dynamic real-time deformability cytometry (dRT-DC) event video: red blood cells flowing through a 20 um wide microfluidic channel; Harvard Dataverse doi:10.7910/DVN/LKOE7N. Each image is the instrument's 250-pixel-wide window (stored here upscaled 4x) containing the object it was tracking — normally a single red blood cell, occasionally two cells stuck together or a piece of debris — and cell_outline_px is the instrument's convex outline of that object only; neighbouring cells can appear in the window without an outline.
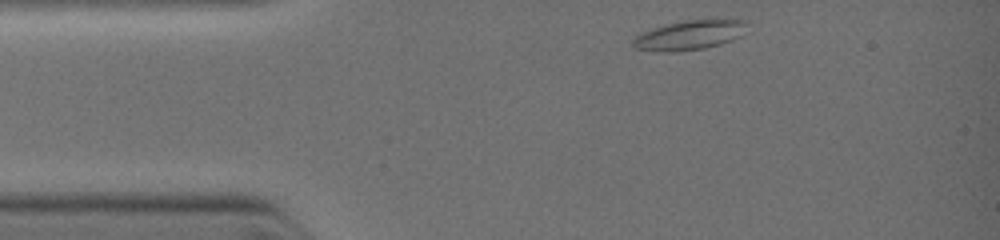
{"species": "common noctule bat (a hibernating species)", "species_latin": "Nyctalus noctula", "temperature_condition": "warm", "stored_images_in_passage": 11, "camera_frame_rate_fps": 3000, "um_per_image_px": 0.085, "animal": {"sex": "female", "body_mass_g": 19.0, "forearm_length_mm": 51.5}, "frame": {"image": 1, "passage_image": 1, "time_ms": 0.0, "image_size_px": [1000, 240], "cell_outline_px": [[740, 24], [728, 40], [720, 44], [704, 48], [668, 52], [640, 48], [632, 44], [632, 40], [636, 36], [644, 32], [668, 24], [688, 20], [740, 20]], "centroid_in_image_um": [58.39, 3.0], "position_along_channel_um": 26.6, "area_um2": 17.69}}
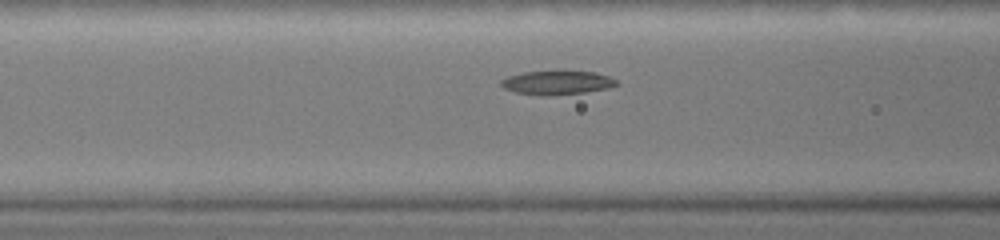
{"frame": {"image": 2, "passage_image": 9, "time_ms": 2.667, "image_size_px": [1000, 240], "cell_outline_px": [[620, 84], [608, 88], [584, 92], [516, 92], [504, 88], [500, 84], [500, 80], [508, 76], [524, 72], [556, 68], [564, 68], [592, 72], [608, 76], [616, 80]], "centroid_in_image_um": [47.39, 6.91], "position_along_channel_um": 119.2, "area_um2": 15.78}}